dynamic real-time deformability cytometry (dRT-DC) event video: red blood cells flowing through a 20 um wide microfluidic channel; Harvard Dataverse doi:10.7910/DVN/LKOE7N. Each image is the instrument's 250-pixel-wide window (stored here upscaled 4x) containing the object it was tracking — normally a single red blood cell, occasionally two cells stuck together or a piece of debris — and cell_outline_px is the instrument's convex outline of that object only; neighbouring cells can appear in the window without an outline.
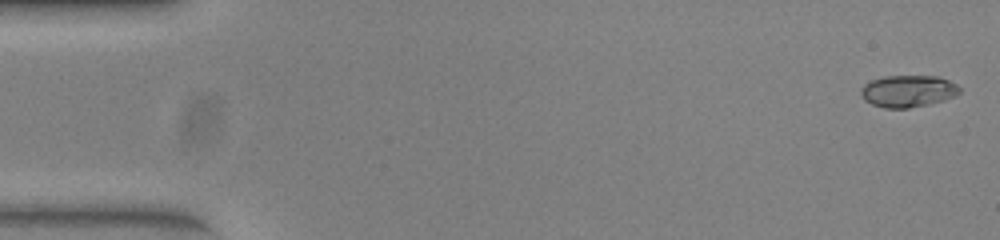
{"species": "common noctule bat (a hibernating species)", "species_latin": "Nyctalus noctula", "temperature_condition": "warm", "stored_images_in_passage": 51, "camera_frame_rate_fps": 3000, "um_per_image_px": 0.085, "animal": {"sex": "female", "body_mass_g": 23.0, "forearm_length_mm": 53.4}, "frame": {"image": 1, "passage_image": 1, "time_ms": 0.0, "image_size_px": [1000, 240], "cell_outline_px": [[960, 92], [956, 96], [944, 100], [928, 104], [908, 108], [884, 108], [872, 104], [864, 100], [860, 96], [860, 88], [864, 84], [872, 80], [884, 76], [936, 76], [948, 80], [956, 84], [960, 88]], "centroid_in_image_um": [77.16, 7.75], "position_along_channel_um": 7.8, "area_um2": 18.44}}
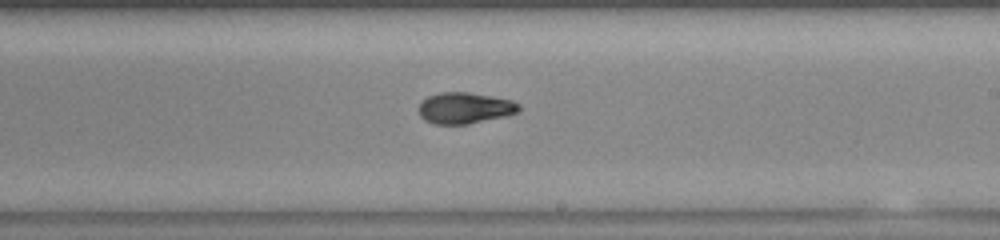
{"frame": {"image": 2, "passage_image": 30, "time_ms": 9.667, "image_size_px": [1000, 240], "cell_outline_px": [[520, 108], [516, 112], [504, 116], [468, 124], [432, 124], [424, 120], [420, 116], [420, 104], [428, 96], [440, 92], [468, 92], [512, 100], [520, 104]], "centroid_in_image_um": [39.49, 9.18], "position_along_channel_um": 249.5, "area_um2": 18.03}}
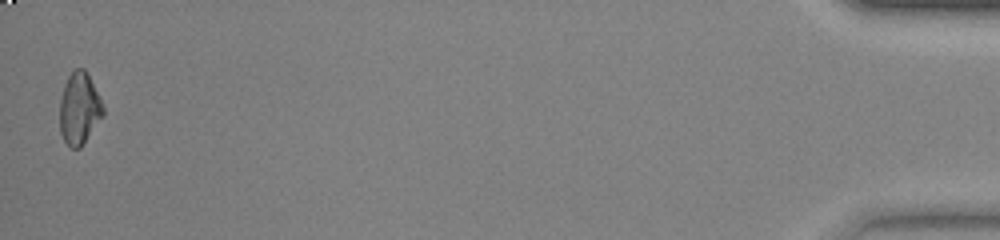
{"frame": {"image": 3, "passage_image": 51, "time_ms": 16.667, "image_size_px": [1000, 240], "cell_outline_px": [[104, 116], [80, 148], [72, 148], [64, 140], [60, 132], [60, 100], [64, 84], [68, 76], [76, 68], [84, 68], [104, 108]], "centroid_in_image_um": [6.73, 9.25], "position_along_channel_um": 428.5, "area_um2": 17.92}, "authors_computed_cell_mechanics": {"area_um2": 18.207, "velocity_mm_per_s": 3.9619, "shape_relaxation_time_tau1_ms": 8.4691, "shape_relaxation_time_tau2_ms": 1.594, "deformation_change_tau1": 0.2477, "deformation_change_tau2": 0.04}}